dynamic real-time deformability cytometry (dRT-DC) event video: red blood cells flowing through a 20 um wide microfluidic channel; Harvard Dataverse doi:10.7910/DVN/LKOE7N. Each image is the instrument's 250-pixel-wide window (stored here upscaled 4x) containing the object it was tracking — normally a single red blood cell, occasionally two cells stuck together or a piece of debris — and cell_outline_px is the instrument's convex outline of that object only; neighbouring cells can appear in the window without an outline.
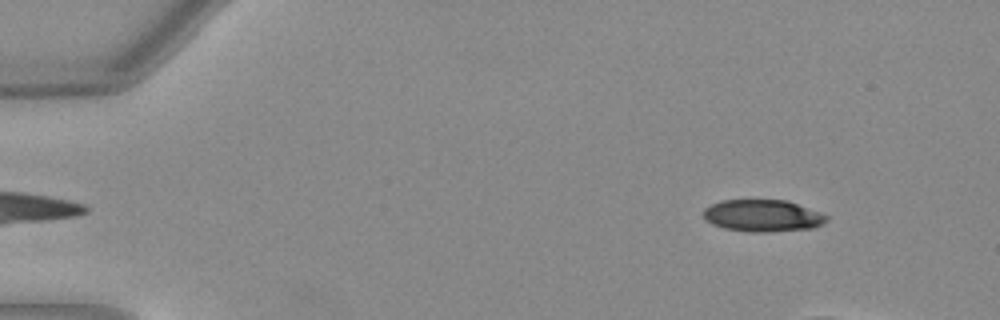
{"species": "Egyptian fruit bat (a non-hibernating species)", "species_latin": "Rousettus aegyptiacus", "temperature_condition": "warm", "stored_images_in_passage": 17, "camera_frame_rate_fps": 3000, "um_per_image_px": 0.085, "animal": {"sex": "female"}, "frame": {"image": 1, "passage_image": 3, "time_ms": 0.667, "image_size_px": [1000, 320], "cell_outline_px": [[828, 220], [812, 228], [764, 232], [752, 232], [724, 228], [712, 224], [704, 220], [704, 208], [720, 200], [788, 200], [828, 216]], "centroid_in_image_um": [64.79, 18.33], "position_along_channel_um": 20.2, "area_um2": 22.77}}
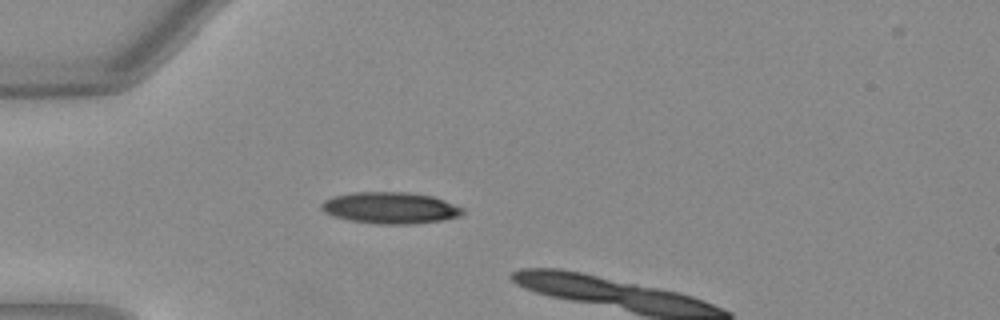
{"frame": {"image": 2, "passage_image": 12, "time_ms": 3.667, "image_size_px": [1000, 320], "cell_outline_px": [[464, 212], [460, 216], [444, 220], [412, 224], [376, 224], [352, 220], [336, 216], [324, 212], [320, 208], [320, 204], [324, 200], [332, 196], [352, 192], [408, 192], [432, 196], [444, 200], [464, 208]], "centroid_in_image_um": [33.19, 17.66], "position_along_channel_um": 51.8, "area_um2": 26.01}}